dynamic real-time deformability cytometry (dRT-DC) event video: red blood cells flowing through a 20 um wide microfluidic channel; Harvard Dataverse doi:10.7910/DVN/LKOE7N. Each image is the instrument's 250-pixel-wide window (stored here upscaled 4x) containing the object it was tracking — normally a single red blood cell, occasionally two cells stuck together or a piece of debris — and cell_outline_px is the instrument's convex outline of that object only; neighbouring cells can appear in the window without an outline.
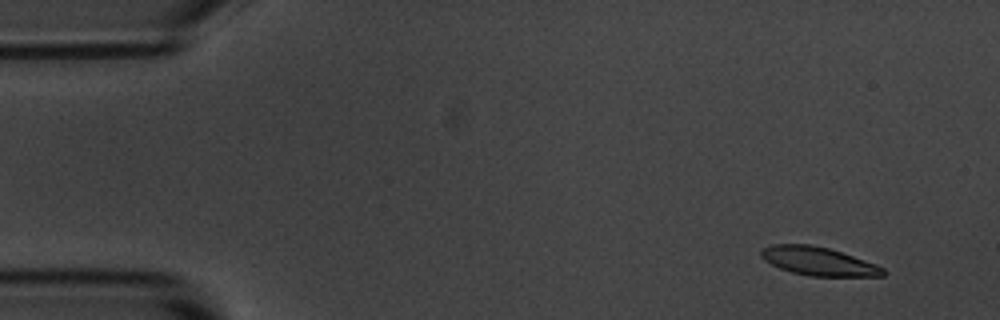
{"species": "common noctule bat (a hibernating species)", "species_latin": "Nyctalus noctula", "temperature_condition": "room temperature", "stored_images_in_passage": 53, "camera_frame_rate_fps": 3000, "um_per_image_px": 0.085, "animal": {"sex": "male", "body_mass_g": 20.1, "forearm_length_mm": 53.5}, "frame": {"image": 1, "passage_image": 1, "time_ms": 0.0, "image_size_px": [1000, 320], "cell_outline_px": [[888, 272], [884, 276], [808, 276], [792, 272], [780, 268], [764, 260], [760, 256], [760, 252], [764, 248], [772, 244], [808, 244], [828, 248], [876, 264], [884, 268]], "centroid_in_image_um": [69.57, 22.21], "position_along_channel_um": 15.4, "area_um2": 20.11}}
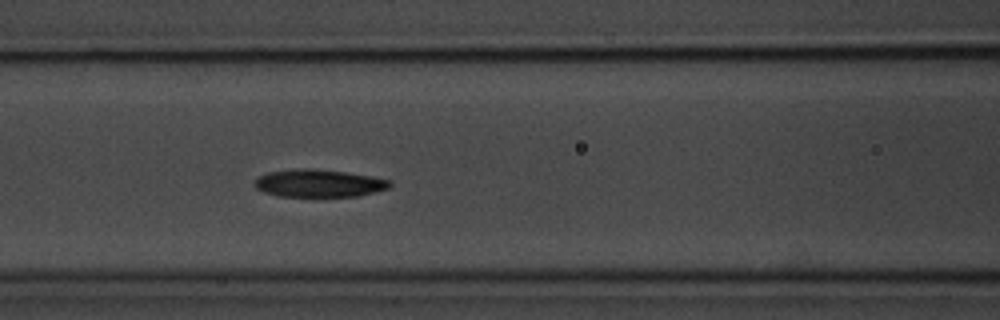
{"frame": {"image": 2, "passage_image": 20, "time_ms": 6.333, "image_size_px": [1000, 320], "cell_outline_px": [[392, 184], [388, 188], [360, 196], [276, 196], [264, 192], [256, 188], [252, 184], [260, 176], [268, 172], [296, 168], [312, 168], [344, 172], [372, 176], [392, 180]], "centroid_in_image_um": [27.1, 15.57], "position_along_channel_um": 139.5, "area_um2": 21.85}}
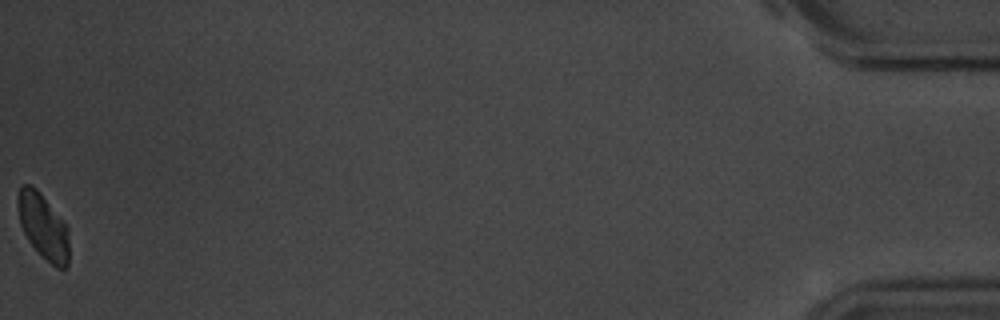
{"frame": {"image": 3, "passage_image": 53, "time_ms": 17.333, "image_size_px": [1000, 320], "cell_outline_px": [[68, 268], [56, 268], [40, 256], [28, 240], [20, 224], [16, 204], [16, 196], [20, 184], [32, 184], [36, 188], [64, 220], [68, 228]], "centroid_in_image_um": [3.65, 19.22], "position_along_channel_um": 431.6, "area_um2": 20.06}, "authors_computed_cell_mechanics": {"area_um2": 21.3282, "velocity_mm_per_s": 3.5548, "shape_relaxation_time_tau1_ms": 4.5376, "shape_relaxation_time_tau2_ms": null, "deformation_change_tau1": 0.1071, "deformation_change_tau2": null}}